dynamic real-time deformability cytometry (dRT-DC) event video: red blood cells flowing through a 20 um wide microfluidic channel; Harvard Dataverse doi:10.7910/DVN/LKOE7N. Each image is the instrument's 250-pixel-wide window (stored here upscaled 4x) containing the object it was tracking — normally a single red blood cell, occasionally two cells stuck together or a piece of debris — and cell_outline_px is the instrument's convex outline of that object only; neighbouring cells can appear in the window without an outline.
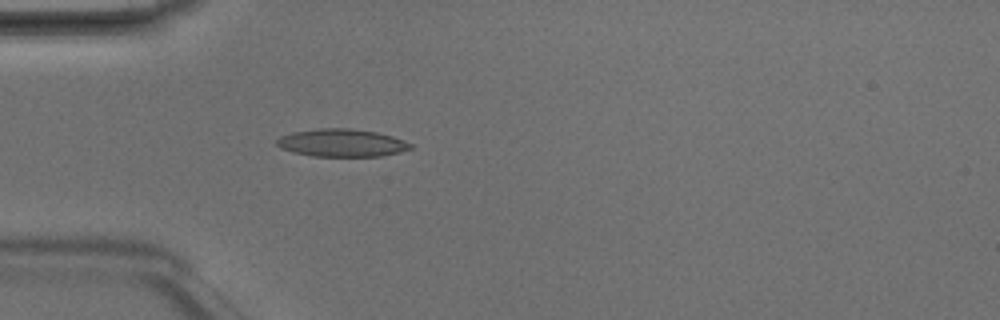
{"species": "Egyptian fruit bat (a non-hibernating species)", "species_latin": "Rousettus aegyptiacus", "temperature_condition": "room temperature", "stored_images_in_passage": 4, "camera_frame_rate_fps": 3000, "um_per_image_px": 0.085, "animal": {"sex": "male"}, "frame": {"image": 1, "passage_image": 4, "time_ms": 1.0, "image_size_px": [1000, 320], "cell_outline_px": [[412, 148], [400, 152], [380, 156], [312, 156], [292, 152], [280, 148], [276, 144], [276, 140], [280, 136], [292, 132], [320, 128], [348, 128], [376, 132], [392, 136], [404, 140], [412, 144]], "centroid_in_image_um": [29.03, 12.14], "position_along_channel_um": 56.0, "area_um2": 21.62}}